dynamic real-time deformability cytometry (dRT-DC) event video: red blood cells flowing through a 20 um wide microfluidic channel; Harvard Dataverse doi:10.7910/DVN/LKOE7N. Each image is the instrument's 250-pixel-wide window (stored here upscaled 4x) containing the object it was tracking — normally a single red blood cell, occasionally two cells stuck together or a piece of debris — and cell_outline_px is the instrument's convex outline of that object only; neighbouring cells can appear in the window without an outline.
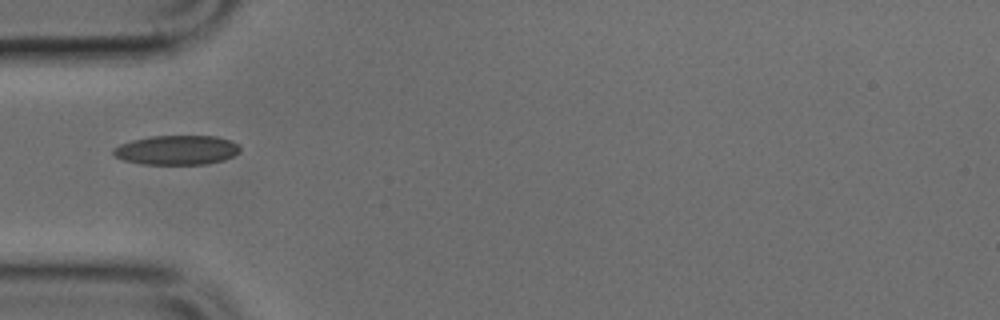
{"species": "common noctule bat (a hibernating species)", "species_latin": "Nyctalus noctula", "temperature_condition": "cold", "stored_images_in_passage": 4, "camera_frame_rate_fps": 3000, "um_per_image_px": 0.085, "animal": {"sex": "male", "body_mass_g": 17.9, "forearm_length_mm": 54.2}, "frame": {"image": 1, "passage_image": 3, "time_ms": 0.667, "image_size_px": [1000, 320], "cell_outline_px": [[240, 152], [224, 160], [204, 164], [144, 164], [124, 160], [116, 156], [112, 152], [112, 148], [120, 144], [132, 140], [152, 136], [216, 136], [232, 140], [240, 144]], "centroid_in_image_um": [15.06, 12.74], "position_along_channel_um": 69.9, "area_um2": 21.79}}